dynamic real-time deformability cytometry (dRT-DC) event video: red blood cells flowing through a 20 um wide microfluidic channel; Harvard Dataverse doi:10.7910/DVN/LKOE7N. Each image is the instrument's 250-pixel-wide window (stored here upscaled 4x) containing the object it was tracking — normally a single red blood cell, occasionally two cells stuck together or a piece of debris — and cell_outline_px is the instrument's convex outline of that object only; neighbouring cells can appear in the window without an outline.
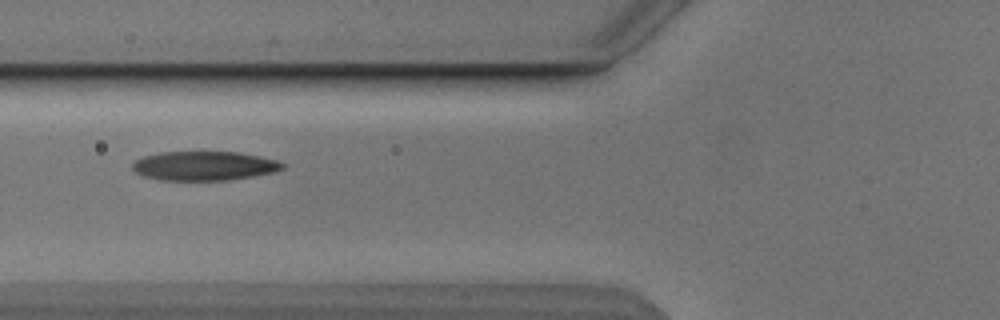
{"species": "Egyptian fruit bat (a non-hibernating species)", "species_latin": "Rousettus aegyptiacus", "temperature_condition": "cold", "stored_images_in_passage": 6, "camera_frame_rate_fps": 3000, "um_per_image_px": 0.085, "animal": {"sex": "male"}, "frame": {"image": 1, "passage_image": 4, "time_ms": 3.667, "image_size_px": [1000, 320], "cell_outline_px": [[284, 168], [272, 172], [252, 176], [228, 180], [160, 180], [144, 176], [136, 172], [132, 168], [132, 164], [136, 160], [144, 156], [160, 152], [240, 152], [260, 156], [276, 160], [284, 164]], "centroid_in_image_um": [17.34, 14.09], "position_along_channel_um": 108.5, "area_um2": 25.37}}
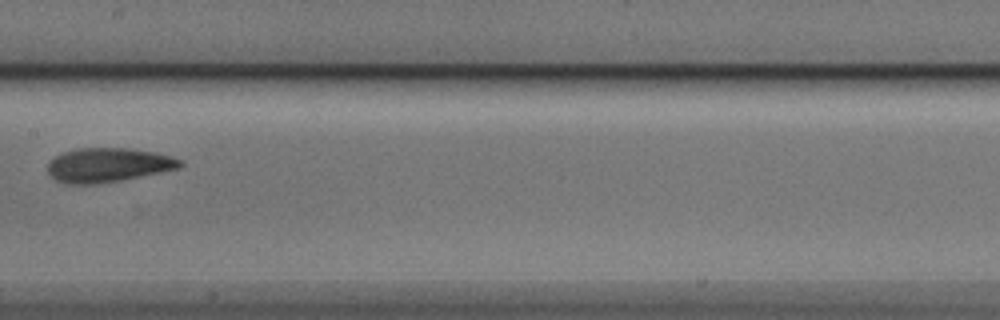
{"frame": {"image": 2, "passage_image": 6, "time_ms": 6.0, "image_size_px": [1000, 320], "cell_outline_px": [[184, 164], [180, 168], [160, 172], [116, 180], [88, 184], [68, 184], [56, 180], [48, 172], [48, 164], [60, 152], [76, 148], [128, 148], [152, 152], [172, 156], [180, 160]], "centroid_in_image_um": [9.17, 14.0], "position_along_channel_um": 198.2, "area_um2": 25.95}}